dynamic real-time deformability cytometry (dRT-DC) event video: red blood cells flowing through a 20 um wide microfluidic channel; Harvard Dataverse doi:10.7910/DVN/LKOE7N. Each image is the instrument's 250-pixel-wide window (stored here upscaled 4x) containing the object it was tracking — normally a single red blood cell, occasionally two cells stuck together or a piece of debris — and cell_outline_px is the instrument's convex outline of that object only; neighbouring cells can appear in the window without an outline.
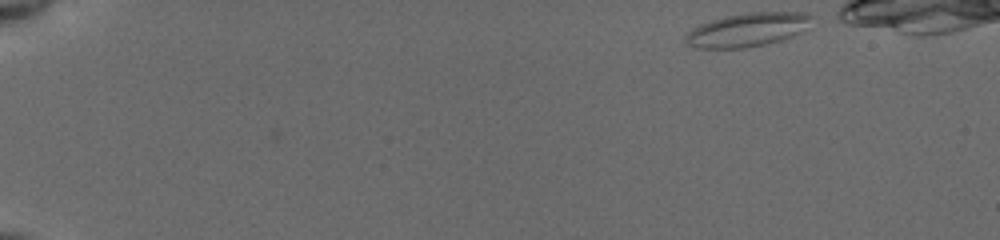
{"species": "common noctule bat (a hibernating species)", "species_latin": "Nyctalus noctula", "temperature_condition": "cold", "stored_images_in_passage": 45, "segment_of_instrument_passage": [1, 2], "camera_frame_rate_fps": 3000, "um_per_image_px": 0.085, "animal": {"sex": "female", "body_mass_g": 19.5, "forearm_length_mm": 54.1}, "frame": {"image": 1, "passage_image": 1, "time_ms": 0.0, "image_size_px": [1000, 240], "cell_outline_px": [[816, 16], [812, 28], [792, 36], [780, 40], [764, 44], [744, 48], [696, 48], [684, 44], [684, 36], [692, 28], [700, 24], [724, 16], [748, 12], [808, 12]], "centroid_in_image_um": [63.62, 2.51], "position_along_channel_um": 21.4, "area_um2": 25.43}}
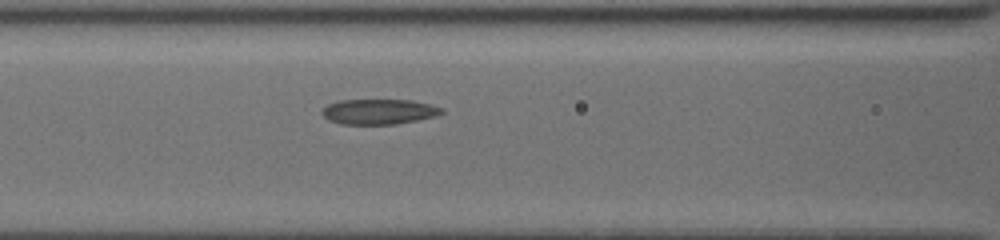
{"frame": {"image": 2, "passage_image": 20, "time_ms": 6.333, "image_size_px": [1000, 240], "cell_outline_px": [[444, 112], [436, 116], [396, 124], [340, 124], [328, 120], [320, 112], [328, 104], [336, 100], [412, 100], [432, 104], [444, 108]], "centroid_in_image_um": [32.21, 9.48], "position_along_channel_um": 134.4, "area_um2": 17.74}}
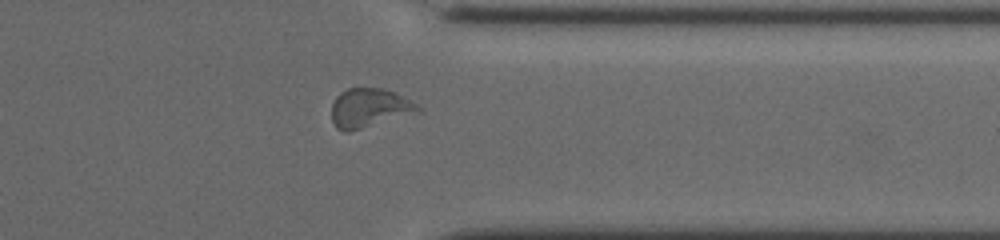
{"frame": {"image": 3, "passage_image": 39, "time_ms": 12.667, "image_size_px": [1000, 240], "cell_outline_px": [[424, 112], [348, 132], [344, 132], [336, 128], [332, 120], [332, 104], [336, 96], [340, 92], [348, 88], [384, 88], [416, 104]], "centroid_in_image_um": [31.39, 9.2], "position_along_channel_um": 380.0, "area_um2": 19.77}}